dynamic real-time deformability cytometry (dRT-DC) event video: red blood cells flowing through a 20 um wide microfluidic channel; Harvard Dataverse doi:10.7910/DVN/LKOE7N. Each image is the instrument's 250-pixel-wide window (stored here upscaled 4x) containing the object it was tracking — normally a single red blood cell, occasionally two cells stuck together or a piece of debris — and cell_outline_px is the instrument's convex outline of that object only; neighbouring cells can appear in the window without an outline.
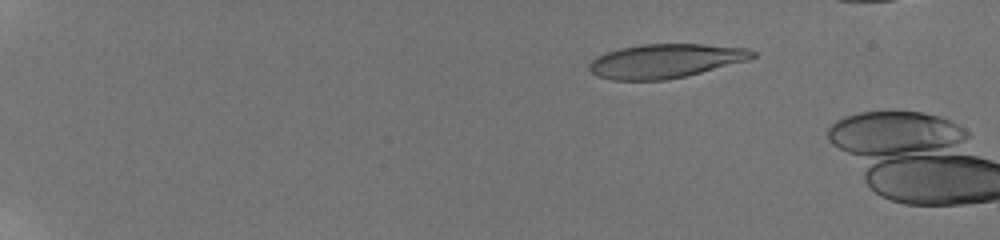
{"species": "human", "species_latin": "Homo sapiens", "temperature_condition": "room temperature", "stored_images_in_passage": 20, "camera_frame_rate_fps": 3000, "um_per_image_px": 0.085, "donor": {"sex": "male"}, "frame": {"image": 1, "passage_image": 15, "time_ms": 3.667, "image_size_px": [1000, 240], "cell_outline_px": [[756, 56], [748, 60], [668, 80], [612, 80], [596, 76], [588, 68], [588, 64], [596, 56], [620, 48], [640, 44], [704, 44], [748, 48], [756, 52]], "centroid_in_image_um": [56.54, 5.18], "position_along_channel_um": 28.5, "area_um2": 32.37}}